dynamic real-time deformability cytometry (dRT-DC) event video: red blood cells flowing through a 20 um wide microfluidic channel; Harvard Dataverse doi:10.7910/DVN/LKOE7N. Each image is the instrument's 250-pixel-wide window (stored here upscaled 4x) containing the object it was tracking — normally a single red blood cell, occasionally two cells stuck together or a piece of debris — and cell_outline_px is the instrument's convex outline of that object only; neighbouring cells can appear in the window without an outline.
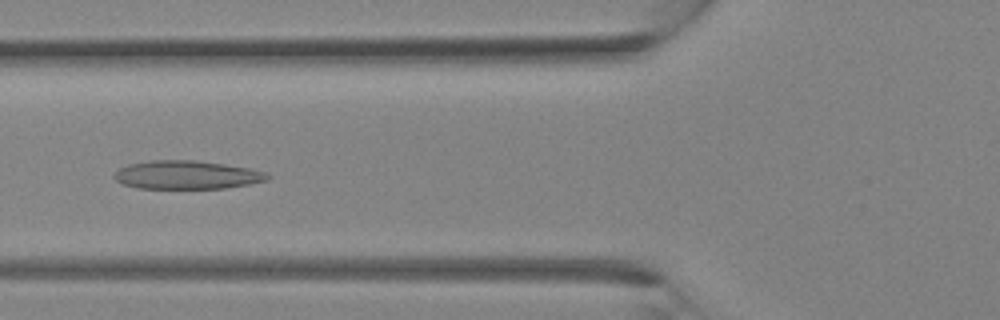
{"species": "Egyptian fruit bat (a non-hibernating species)", "species_latin": "Rousettus aegyptiacus", "temperature_condition": "room temperature", "stored_images_in_passage": 33, "camera_frame_rate_fps": 3000, "um_per_image_px": 0.085, "animal": {"sex": "female"}, "frame": {"image": 1, "passage_image": 13, "time_ms": 4.0, "image_size_px": [1000, 320], "cell_outline_px": [[272, 176], [268, 180], [248, 184], [224, 188], [140, 188], [124, 184], [116, 180], [112, 176], [120, 168], [128, 164], [148, 160], [196, 160], [224, 164], [248, 168], [264, 172]], "centroid_in_image_um": [15.87, 14.86], "position_along_channel_um": 109.9, "area_um2": 25.26}}
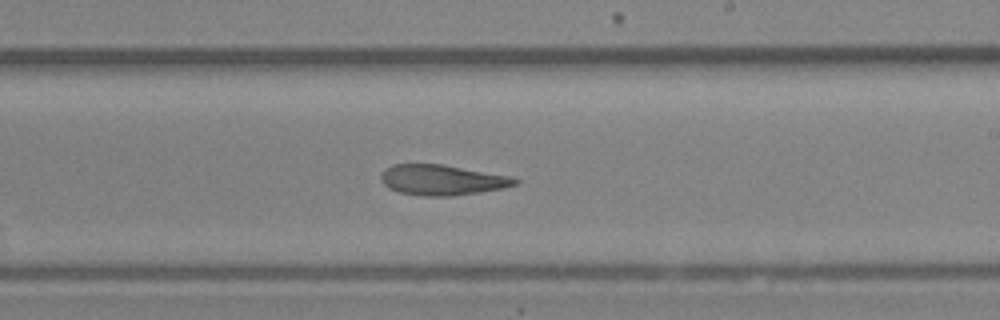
{"frame": {"image": 2, "passage_image": 20, "time_ms": 6.333, "image_size_px": [1000, 320], "cell_outline_px": [[520, 184], [504, 188], [480, 192], [452, 196], [424, 196], [400, 192], [388, 188], [380, 180], [380, 176], [384, 168], [392, 164], [444, 164], [512, 176], [520, 180]], "centroid_in_image_um": [37.61, 15.29], "position_along_channel_um": 251.4, "area_um2": 24.1}}
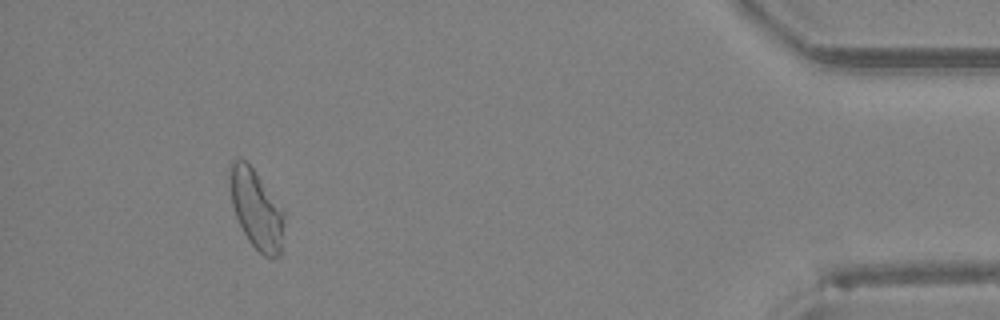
{"frame": {"image": 3, "passage_image": 31, "time_ms": 10.0, "image_size_px": [1000, 320], "cell_outline_px": [[284, 220], [280, 256], [272, 260], [264, 256], [248, 240], [236, 216], [232, 204], [228, 184], [228, 172], [232, 160], [244, 160], [252, 168], [284, 208]], "centroid_in_image_um": [21.79, 17.79], "position_along_channel_um": 413.4, "area_um2": 25.2}}